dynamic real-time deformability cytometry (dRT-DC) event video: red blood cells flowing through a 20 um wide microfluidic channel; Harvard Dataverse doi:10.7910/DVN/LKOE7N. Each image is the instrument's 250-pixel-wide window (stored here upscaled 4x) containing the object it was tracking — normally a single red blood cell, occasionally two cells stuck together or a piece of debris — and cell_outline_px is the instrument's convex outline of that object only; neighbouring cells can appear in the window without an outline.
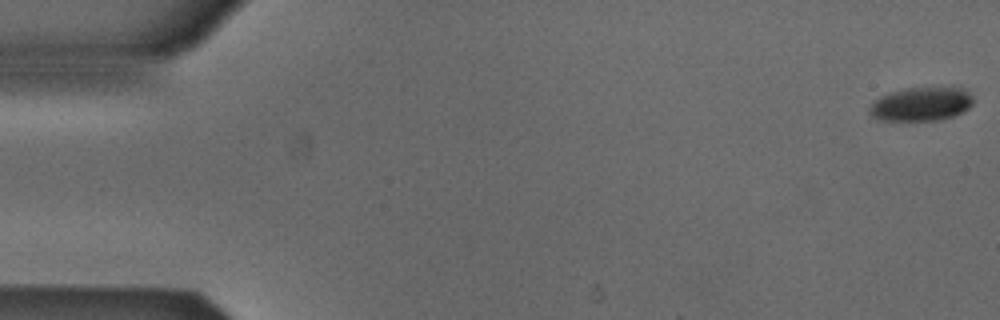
{"species": "Egyptian fruit bat (a non-hibernating species)", "species_latin": "Rousettus aegyptiacus", "temperature_condition": "cold", "stored_images_in_passage": 10, "camera_frame_rate_fps": 3000, "um_per_image_px": 0.085, "animal": {"sex": "male"}, "frame": {"image": 1, "passage_image": 1, "time_ms": 0.0, "image_size_px": [1000, 320], "cell_outline_px": [[972, 104], [968, 108], [952, 116], [940, 120], [884, 120], [872, 116], [868, 112], [868, 108], [880, 96], [892, 92], [908, 88], [964, 88], [972, 96]], "centroid_in_image_um": [78.29, 8.85], "position_along_channel_um": 6.7, "area_um2": 20.0}}